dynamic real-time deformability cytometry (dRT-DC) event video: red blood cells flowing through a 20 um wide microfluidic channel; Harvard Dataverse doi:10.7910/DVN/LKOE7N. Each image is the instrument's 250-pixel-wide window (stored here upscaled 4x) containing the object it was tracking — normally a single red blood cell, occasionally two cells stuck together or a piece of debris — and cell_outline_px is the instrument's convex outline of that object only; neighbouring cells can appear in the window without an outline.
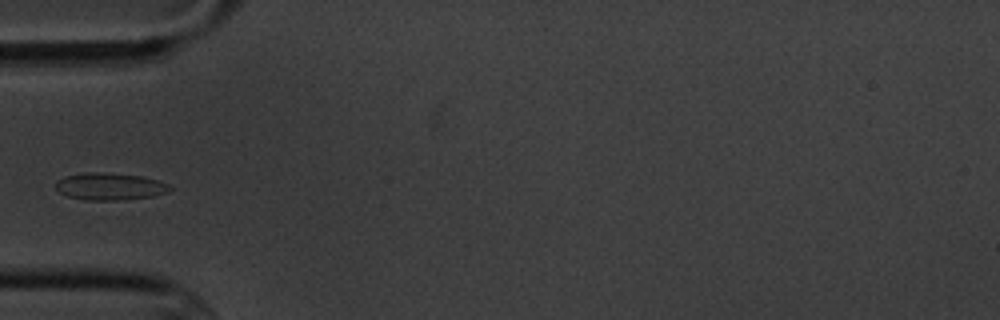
{"species": "common noctule bat (a hibernating species)", "species_latin": "Nyctalus noctula", "temperature_condition": "cold", "stored_images_in_passage": 4, "camera_frame_rate_fps": 3000, "um_per_image_px": 0.085, "animal": {"sex": "male", "body_mass_g": 20.1, "forearm_length_mm": 53.5}, "frame": {"image": 1, "passage_image": 4, "time_ms": 3.333, "image_size_px": [1000, 320], "cell_outline_px": [[172, 188], [168, 192], [152, 196], [120, 200], [84, 200], [68, 196], [60, 192], [56, 188], [56, 180], [64, 176], [84, 172], [108, 172], [140, 176], [160, 180], [168, 184]], "centroid_in_image_um": [9.33, 15.84], "position_along_channel_um": 75.7, "area_um2": 18.21}}